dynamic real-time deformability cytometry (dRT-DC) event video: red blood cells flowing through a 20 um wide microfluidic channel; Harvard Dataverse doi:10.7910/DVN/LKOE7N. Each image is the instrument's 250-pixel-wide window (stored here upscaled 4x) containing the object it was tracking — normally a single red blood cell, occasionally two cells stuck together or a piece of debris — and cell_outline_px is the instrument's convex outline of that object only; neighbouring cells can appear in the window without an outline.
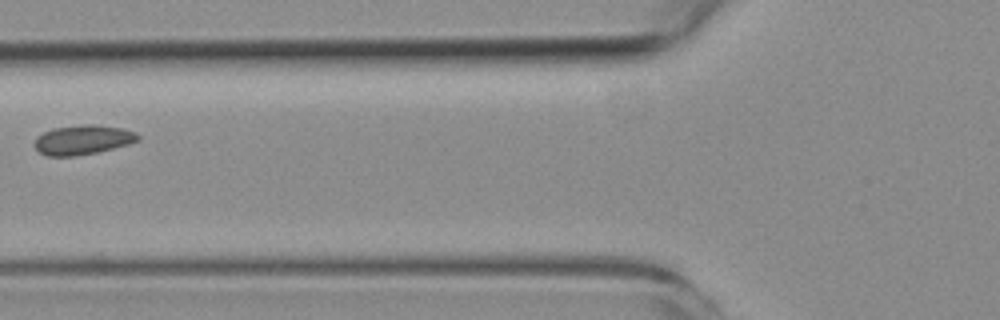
{"species": "common noctule bat (a hibernating species)", "species_latin": "Nyctalus noctula", "temperature_condition": "room temperature", "stored_images_in_passage": 4, "camera_frame_rate_fps": 3000, "um_per_image_px": 0.085, "animal": {"sex": "female", "body_mass_g": 19.3, "forearm_length_mm": 54.1}, "frame": {"image": 1, "passage_image": 4, "time_ms": 4.333, "image_size_px": [1000, 320], "cell_outline_px": [[140, 140], [128, 144], [96, 152], [72, 156], [48, 156], [40, 152], [36, 148], [36, 136], [52, 128], [84, 124], [92, 124], [124, 128], [136, 132], [140, 136]], "centroid_in_image_um": [7.07, 11.87], "position_along_channel_um": 118.7, "area_um2": 17.69}}